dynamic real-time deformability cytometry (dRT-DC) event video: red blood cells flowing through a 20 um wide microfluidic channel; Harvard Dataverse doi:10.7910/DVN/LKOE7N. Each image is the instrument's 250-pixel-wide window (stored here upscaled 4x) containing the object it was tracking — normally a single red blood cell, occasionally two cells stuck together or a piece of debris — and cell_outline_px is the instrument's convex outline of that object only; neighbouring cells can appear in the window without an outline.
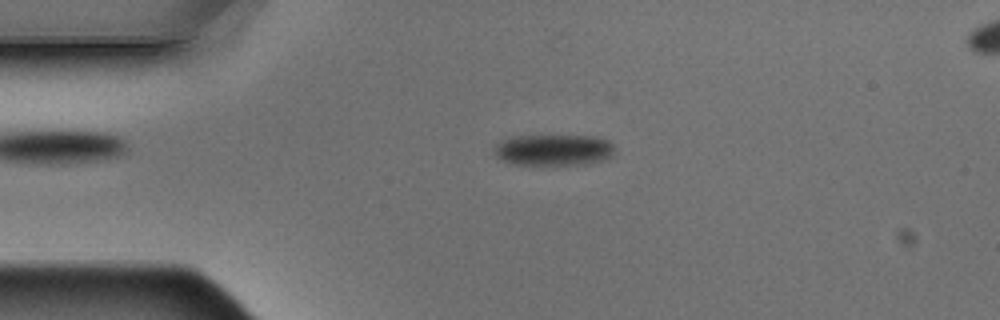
{"species": "Egyptian fruit bat (a non-hibernating species)", "species_latin": "Rousettus aegyptiacus", "temperature_condition": "warm", "stored_images_in_passage": 5, "segment_of_instrument_passage": [1, 2], "camera_frame_rate_fps": 3000, "um_per_image_px": 0.085, "animal": {"sex": "male"}, "frame": {"image": 1, "passage_image": 3, "time_ms": 0.667, "image_size_px": [1000, 320], "cell_outline_px": [[612, 152], [604, 160], [588, 164], [512, 164], [496, 156], [492, 148], [496, 144], [504, 140], [516, 136], [596, 136], [608, 140], [612, 144]], "centroid_in_image_um": [47.04, 12.74], "position_along_channel_um": 38.0, "area_um2": 21.62}}